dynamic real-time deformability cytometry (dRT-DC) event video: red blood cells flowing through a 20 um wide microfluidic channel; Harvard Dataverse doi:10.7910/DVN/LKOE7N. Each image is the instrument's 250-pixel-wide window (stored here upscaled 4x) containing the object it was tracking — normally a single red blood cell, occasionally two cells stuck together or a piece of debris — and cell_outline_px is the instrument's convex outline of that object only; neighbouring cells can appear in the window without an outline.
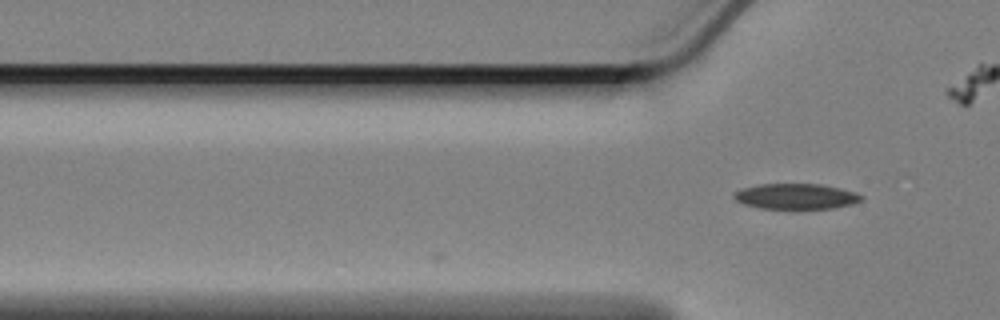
{"species": "Egyptian fruit bat (a non-hibernating species)", "species_latin": "Rousettus aegyptiacus", "temperature_condition": "cold", "stored_images_in_passage": 5, "camera_frame_rate_fps": 3000, "um_per_image_px": 0.085, "animal": {"sex": "female"}, "frame": {"image": 1, "passage_image": 5, "time_ms": 1.333, "image_size_px": [1000, 320], "cell_outline_px": [[864, 200], [852, 204], [832, 208], [760, 208], [744, 204], [736, 200], [732, 196], [732, 192], [740, 188], [756, 184], [820, 184], [840, 188], [856, 192], [864, 196]], "centroid_in_image_um": [67.64, 16.68], "position_along_channel_um": 58.2, "area_um2": 19.07}}